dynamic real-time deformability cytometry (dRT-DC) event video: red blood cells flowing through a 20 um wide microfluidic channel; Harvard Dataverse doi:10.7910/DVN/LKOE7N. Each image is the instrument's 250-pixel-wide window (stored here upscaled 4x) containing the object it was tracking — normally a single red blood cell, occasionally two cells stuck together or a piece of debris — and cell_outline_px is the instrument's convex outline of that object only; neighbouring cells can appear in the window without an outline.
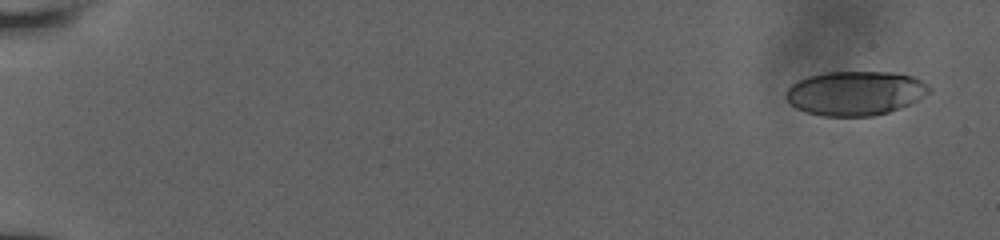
{"species": "human", "species_latin": "Homo sapiens", "temperature_condition": "room temperature", "stored_images_in_passage": 7, "camera_frame_rate_fps": 3000, "um_per_image_px": 0.085, "donor": {"sex": "male"}, "frame": {"image": 1, "passage_image": 1, "time_ms": 0.0, "image_size_px": [1000, 240], "cell_outline_px": [[932, 88], [920, 100], [888, 112], [872, 116], [824, 116], [808, 112], [796, 108], [788, 104], [784, 96], [784, 92], [792, 84], [808, 76], [824, 72], [888, 72], [912, 76], [928, 84]], "centroid_in_image_um": [72.67, 7.92], "position_along_channel_um": 12.3, "area_um2": 37.05}}
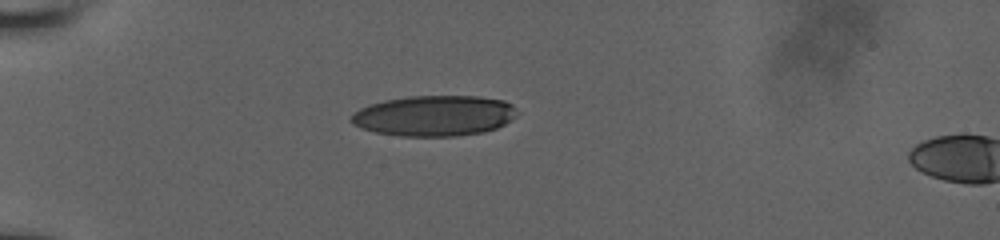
{"frame": {"image": 2, "passage_image": 6, "time_ms": 5.0, "image_size_px": [1000, 240], "cell_outline_px": [[520, 112], [516, 116], [504, 124], [496, 128], [484, 132], [452, 136], [400, 136], [376, 132], [360, 128], [352, 124], [348, 120], [352, 112], [368, 104], [384, 100], [408, 96], [480, 96], [504, 100], [512, 104]], "centroid_in_image_um": [36.89, 9.83], "position_along_channel_um": 48.1, "area_um2": 39.71}}